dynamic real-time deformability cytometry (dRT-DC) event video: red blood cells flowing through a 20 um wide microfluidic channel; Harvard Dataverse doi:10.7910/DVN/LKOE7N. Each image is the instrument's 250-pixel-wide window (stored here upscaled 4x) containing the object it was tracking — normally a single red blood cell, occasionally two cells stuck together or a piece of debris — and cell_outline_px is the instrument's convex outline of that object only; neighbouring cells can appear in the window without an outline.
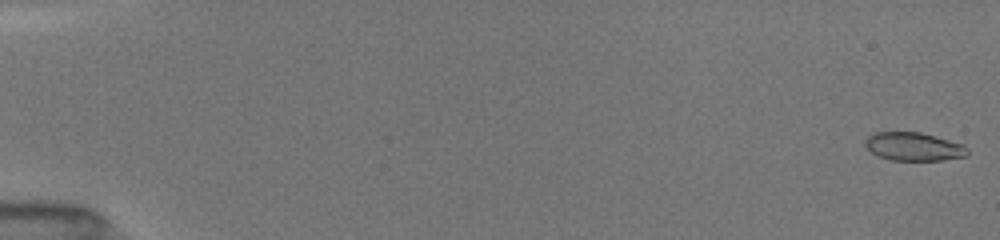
{"species": "common noctule bat (a hibernating species)", "species_latin": "Nyctalus noctula", "temperature_condition": "room temperature", "stored_images_in_passage": 52, "camera_frame_rate_fps": 3000, "um_per_image_px": 0.085, "animal": {"sex": "female", "body_mass_g": 19.5, "forearm_length_mm": 54.1}, "frame": {"image": 1, "passage_image": 1, "time_ms": 0.0, "image_size_px": [1000, 240], "cell_outline_px": [[968, 156], [944, 160], [892, 160], [876, 156], [864, 144], [864, 140], [872, 132], [920, 132], [964, 144], [968, 148]], "centroid_in_image_um": [77.67, 12.46], "position_along_channel_um": 7.3, "area_um2": 17.05}}
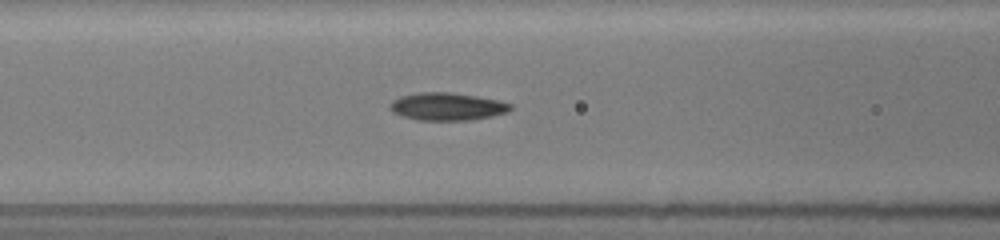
{"frame": {"image": 2, "passage_image": 23, "time_ms": 7.333, "image_size_px": [1000, 240], "cell_outline_px": [[512, 108], [508, 112], [492, 116], [468, 120], [416, 120], [400, 116], [392, 112], [388, 108], [388, 104], [392, 100], [400, 96], [420, 92], [452, 92], [500, 100], [512, 104]], "centroid_in_image_um": [37.97, 9.05], "position_along_channel_um": 128.6, "area_um2": 19.71}}
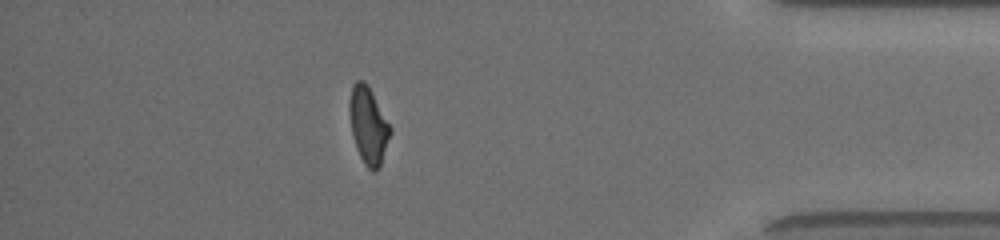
{"frame": {"image": 3, "passage_image": 46, "time_ms": 15.0, "image_size_px": [1000, 240], "cell_outline_px": [[392, 132], [380, 168], [376, 172], [372, 172], [364, 164], [356, 148], [352, 132], [348, 112], [348, 100], [352, 84], [356, 80], [364, 80], [368, 84], [392, 128]], "centroid_in_image_um": [31.31, 10.65], "position_along_channel_um": 403.9, "area_um2": 18.79}, "authors_computed_cell_mechanics": {"area_um2": 18.4382, "velocity_mm_per_s": 4.0431, "shape_relaxation_time_tau1_ms": 2.9941, "shape_relaxation_time_tau2_ms": 2.1124, "deformation_change_tau1": 0.1472, "deformation_change_tau2": 0.0722}}